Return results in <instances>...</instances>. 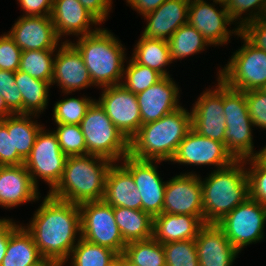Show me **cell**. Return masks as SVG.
I'll use <instances>...</instances> for the list:
<instances>
[{
    "mask_svg": "<svg viewBox=\"0 0 266 266\" xmlns=\"http://www.w3.org/2000/svg\"><path fill=\"white\" fill-rule=\"evenodd\" d=\"M39 207L25 229L32 235L42 258L56 260L63 266L79 241L76 236L81 237L79 205L48 193Z\"/></svg>",
    "mask_w": 266,
    "mask_h": 266,
    "instance_id": "obj_1",
    "label": "cell"
},
{
    "mask_svg": "<svg viewBox=\"0 0 266 266\" xmlns=\"http://www.w3.org/2000/svg\"><path fill=\"white\" fill-rule=\"evenodd\" d=\"M191 128V112L181 106L157 121L141 125L129 140V155L138 160L171 161Z\"/></svg>",
    "mask_w": 266,
    "mask_h": 266,
    "instance_id": "obj_2",
    "label": "cell"
},
{
    "mask_svg": "<svg viewBox=\"0 0 266 266\" xmlns=\"http://www.w3.org/2000/svg\"><path fill=\"white\" fill-rule=\"evenodd\" d=\"M112 164V161L96 155L68 156L60 182L48 193L76 205L101 201Z\"/></svg>",
    "mask_w": 266,
    "mask_h": 266,
    "instance_id": "obj_3",
    "label": "cell"
},
{
    "mask_svg": "<svg viewBox=\"0 0 266 266\" xmlns=\"http://www.w3.org/2000/svg\"><path fill=\"white\" fill-rule=\"evenodd\" d=\"M245 160L215 169L203 181V211L205 224H217L236 206L249 197V180Z\"/></svg>",
    "mask_w": 266,
    "mask_h": 266,
    "instance_id": "obj_4",
    "label": "cell"
},
{
    "mask_svg": "<svg viewBox=\"0 0 266 266\" xmlns=\"http://www.w3.org/2000/svg\"><path fill=\"white\" fill-rule=\"evenodd\" d=\"M77 40V43H70L80 52L94 86L120 85L124 76L126 49L118 38L109 30L100 28Z\"/></svg>",
    "mask_w": 266,
    "mask_h": 266,
    "instance_id": "obj_5",
    "label": "cell"
},
{
    "mask_svg": "<svg viewBox=\"0 0 266 266\" xmlns=\"http://www.w3.org/2000/svg\"><path fill=\"white\" fill-rule=\"evenodd\" d=\"M86 155H96L113 163L129 155V140L112 123L103 107L94 99L80 123Z\"/></svg>",
    "mask_w": 266,
    "mask_h": 266,
    "instance_id": "obj_6",
    "label": "cell"
},
{
    "mask_svg": "<svg viewBox=\"0 0 266 266\" xmlns=\"http://www.w3.org/2000/svg\"><path fill=\"white\" fill-rule=\"evenodd\" d=\"M225 147L235 160L258 156L253 145V122L247 109L245 92L224 84ZM255 152V153H254Z\"/></svg>",
    "mask_w": 266,
    "mask_h": 266,
    "instance_id": "obj_7",
    "label": "cell"
},
{
    "mask_svg": "<svg viewBox=\"0 0 266 266\" xmlns=\"http://www.w3.org/2000/svg\"><path fill=\"white\" fill-rule=\"evenodd\" d=\"M244 44L218 72V79L231 89L261 90L266 84V52L252 45L241 33Z\"/></svg>",
    "mask_w": 266,
    "mask_h": 266,
    "instance_id": "obj_8",
    "label": "cell"
},
{
    "mask_svg": "<svg viewBox=\"0 0 266 266\" xmlns=\"http://www.w3.org/2000/svg\"><path fill=\"white\" fill-rule=\"evenodd\" d=\"M266 205L248 197L236 206L217 225L224 231L230 243L239 251L264 238Z\"/></svg>",
    "mask_w": 266,
    "mask_h": 266,
    "instance_id": "obj_9",
    "label": "cell"
},
{
    "mask_svg": "<svg viewBox=\"0 0 266 266\" xmlns=\"http://www.w3.org/2000/svg\"><path fill=\"white\" fill-rule=\"evenodd\" d=\"M81 237L88 242L123 254L126 243L115 222L113 207L103 200L79 205Z\"/></svg>",
    "mask_w": 266,
    "mask_h": 266,
    "instance_id": "obj_10",
    "label": "cell"
},
{
    "mask_svg": "<svg viewBox=\"0 0 266 266\" xmlns=\"http://www.w3.org/2000/svg\"><path fill=\"white\" fill-rule=\"evenodd\" d=\"M46 131L42 127L38 132L24 166L37 187L39 177L38 179L44 180L49 185L51 192L63 176L67 156L62 152L55 133Z\"/></svg>",
    "mask_w": 266,
    "mask_h": 266,
    "instance_id": "obj_11",
    "label": "cell"
},
{
    "mask_svg": "<svg viewBox=\"0 0 266 266\" xmlns=\"http://www.w3.org/2000/svg\"><path fill=\"white\" fill-rule=\"evenodd\" d=\"M217 80L216 88L204 91L193 104L191 125L200 135L225 144L224 83Z\"/></svg>",
    "mask_w": 266,
    "mask_h": 266,
    "instance_id": "obj_12",
    "label": "cell"
},
{
    "mask_svg": "<svg viewBox=\"0 0 266 266\" xmlns=\"http://www.w3.org/2000/svg\"><path fill=\"white\" fill-rule=\"evenodd\" d=\"M122 166L132 175L142 200V211L152 218L163 211L166 182L161 179L157 165L162 161L138 160L125 156Z\"/></svg>",
    "mask_w": 266,
    "mask_h": 266,
    "instance_id": "obj_13",
    "label": "cell"
},
{
    "mask_svg": "<svg viewBox=\"0 0 266 266\" xmlns=\"http://www.w3.org/2000/svg\"><path fill=\"white\" fill-rule=\"evenodd\" d=\"M234 161L236 160L228 152L225 144L202 136L192 128L180 142L171 160L181 165H215L217 169L225 168Z\"/></svg>",
    "mask_w": 266,
    "mask_h": 266,
    "instance_id": "obj_14",
    "label": "cell"
},
{
    "mask_svg": "<svg viewBox=\"0 0 266 266\" xmlns=\"http://www.w3.org/2000/svg\"><path fill=\"white\" fill-rule=\"evenodd\" d=\"M98 103L112 123L130 140L141 127V113L136 94L122 84L102 87Z\"/></svg>",
    "mask_w": 266,
    "mask_h": 266,
    "instance_id": "obj_15",
    "label": "cell"
},
{
    "mask_svg": "<svg viewBox=\"0 0 266 266\" xmlns=\"http://www.w3.org/2000/svg\"><path fill=\"white\" fill-rule=\"evenodd\" d=\"M162 213L204 216L201 177L187 172L167 181Z\"/></svg>",
    "mask_w": 266,
    "mask_h": 266,
    "instance_id": "obj_16",
    "label": "cell"
},
{
    "mask_svg": "<svg viewBox=\"0 0 266 266\" xmlns=\"http://www.w3.org/2000/svg\"><path fill=\"white\" fill-rule=\"evenodd\" d=\"M222 8L218 10L214 4H209L205 0H190L188 24L200 32L210 46L226 44L232 34L240 33L238 26L232 31L227 29V25L234 21L227 8L225 6Z\"/></svg>",
    "mask_w": 266,
    "mask_h": 266,
    "instance_id": "obj_17",
    "label": "cell"
},
{
    "mask_svg": "<svg viewBox=\"0 0 266 266\" xmlns=\"http://www.w3.org/2000/svg\"><path fill=\"white\" fill-rule=\"evenodd\" d=\"M60 46L56 49L51 85L57 83L65 94L93 86L80 52L69 40Z\"/></svg>",
    "mask_w": 266,
    "mask_h": 266,
    "instance_id": "obj_18",
    "label": "cell"
},
{
    "mask_svg": "<svg viewBox=\"0 0 266 266\" xmlns=\"http://www.w3.org/2000/svg\"><path fill=\"white\" fill-rule=\"evenodd\" d=\"M8 34L22 51L56 50L60 42L50 16L23 14Z\"/></svg>",
    "mask_w": 266,
    "mask_h": 266,
    "instance_id": "obj_19",
    "label": "cell"
},
{
    "mask_svg": "<svg viewBox=\"0 0 266 266\" xmlns=\"http://www.w3.org/2000/svg\"><path fill=\"white\" fill-rule=\"evenodd\" d=\"M179 89L171 76H168L136 94L141 113V125L157 121L180 108Z\"/></svg>",
    "mask_w": 266,
    "mask_h": 266,
    "instance_id": "obj_20",
    "label": "cell"
},
{
    "mask_svg": "<svg viewBox=\"0 0 266 266\" xmlns=\"http://www.w3.org/2000/svg\"><path fill=\"white\" fill-rule=\"evenodd\" d=\"M195 242L200 266H232L239 253L217 224H205Z\"/></svg>",
    "mask_w": 266,
    "mask_h": 266,
    "instance_id": "obj_21",
    "label": "cell"
},
{
    "mask_svg": "<svg viewBox=\"0 0 266 266\" xmlns=\"http://www.w3.org/2000/svg\"><path fill=\"white\" fill-rule=\"evenodd\" d=\"M51 20L57 36L76 35L77 37L90 35L100 29L90 30V25H100V22L88 12L78 0H53Z\"/></svg>",
    "mask_w": 266,
    "mask_h": 266,
    "instance_id": "obj_22",
    "label": "cell"
},
{
    "mask_svg": "<svg viewBox=\"0 0 266 266\" xmlns=\"http://www.w3.org/2000/svg\"><path fill=\"white\" fill-rule=\"evenodd\" d=\"M38 187L24 166H0V206L13 208L39 199Z\"/></svg>",
    "mask_w": 266,
    "mask_h": 266,
    "instance_id": "obj_23",
    "label": "cell"
},
{
    "mask_svg": "<svg viewBox=\"0 0 266 266\" xmlns=\"http://www.w3.org/2000/svg\"><path fill=\"white\" fill-rule=\"evenodd\" d=\"M189 5L190 0H166L156 10L143 16L147 25L142 35L168 41L179 27L188 23Z\"/></svg>",
    "mask_w": 266,
    "mask_h": 266,
    "instance_id": "obj_24",
    "label": "cell"
},
{
    "mask_svg": "<svg viewBox=\"0 0 266 266\" xmlns=\"http://www.w3.org/2000/svg\"><path fill=\"white\" fill-rule=\"evenodd\" d=\"M204 225V216L161 213L153 218V238L161 244L192 240Z\"/></svg>",
    "mask_w": 266,
    "mask_h": 266,
    "instance_id": "obj_25",
    "label": "cell"
},
{
    "mask_svg": "<svg viewBox=\"0 0 266 266\" xmlns=\"http://www.w3.org/2000/svg\"><path fill=\"white\" fill-rule=\"evenodd\" d=\"M118 165L113 163L108 170L102 200L112 207L142 210L141 194L132 175L122 165Z\"/></svg>",
    "mask_w": 266,
    "mask_h": 266,
    "instance_id": "obj_26",
    "label": "cell"
},
{
    "mask_svg": "<svg viewBox=\"0 0 266 266\" xmlns=\"http://www.w3.org/2000/svg\"><path fill=\"white\" fill-rule=\"evenodd\" d=\"M42 259L32 235L25 229V225H20L9 236L0 266H33Z\"/></svg>",
    "mask_w": 266,
    "mask_h": 266,
    "instance_id": "obj_27",
    "label": "cell"
},
{
    "mask_svg": "<svg viewBox=\"0 0 266 266\" xmlns=\"http://www.w3.org/2000/svg\"><path fill=\"white\" fill-rule=\"evenodd\" d=\"M113 213L126 244L153 237V218L148 213L125 207H113Z\"/></svg>",
    "mask_w": 266,
    "mask_h": 266,
    "instance_id": "obj_28",
    "label": "cell"
},
{
    "mask_svg": "<svg viewBox=\"0 0 266 266\" xmlns=\"http://www.w3.org/2000/svg\"><path fill=\"white\" fill-rule=\"evenodd\" d=\"M15 84L22 95V114H31L37 117L47 107L49 82L31 77L25 72H15Z\"/></svg>",
    "mask_w": 266,
    "mask_h": 266,
    "instance_id": "obj_29",
    "label": "cell"
},
{
    "mask_svg": "<svg viewBox=\"0 0 266 266\" xmlns=\"http://www.w3.org/2000/svg\"><path fill=\"white\" fill-rule=\"evenodd\" d=\"M132 58L138 64L156 70L163 77L170 76L165 68L172 63L168 41L146 38L141 35V38L135 44Z\"/></svg>",
    "mask_w": 266,
    "mask_h": 266,
    "instance_id": "obj_30",
    "label": "cell"
},
{
    "mask_svg": "<svg viewBox=\"0 0 266 266\" xmlns=\"http://www.w3.org/2000/svg\"><path fill=\"white\" fill-rule=\"evenodd\" d=\"M32 116L16 113L7 117V130L12 131L13 152H17L24 160L30 155L36 136L43 127L31 120Z\"/></svg>",
    "mask_w": 266,
    "mask_h": 266,
    "instance_id": "obj_31",
    "label": "cell"
},
{
    "mask_svg": "<svg viewBox=\"0 0 266 266\" xmlns=\"http://www.w3.org/2000/svg\"><path fill=\"white\" fill-rule=\"evenodd\" d=\"M168 44L172 61L197 54L210 45L204 36L188 23L173 33Z\"/></svg>",
    "mask_w": 266,
    "mask_h": 266,
    "instance_id": "obj_32",
    "label": "cell"
},
{
    "mask_svg": "<svg viewBox=\"0 0 266 266\" xmlns=\"http://www.w3.org/2000/svg\"><path fill=\"white\" fill-rule=\"evenodd\" d=\"M122 255L137 266H166L163 245L153 237L127 243Z\"/></svg>",
    "mask_w": 266,
    "mask_h": 266,
    "instance_id": "obj_33",
    "label": "cell"
},
{
    "mask_svg": "<svg viewBox=\"0 0 266 266\" xmlns=\"http://www.w3.org/2000/svg\"><path fill=\"white\" fill-rule=\"evenodd\" d=\"M56 50L22 51L19 69L31 77L52 82Z\"/></svg>",
    "mask_w": 266,
    "mask_h": 266,
    "instance_id": "obj_34",
    "label": "cell"
},
{
    "mask_svg": "<svg viewBox=\"0 0 266 266\" xmlns=\"http://www.w3.org/2000/svg\"><path fill=\"white\" fill-rule=\"evenodd\" d=\"M71 266H107L117 254L106 247L88 242L79 237V241L70 254Z\"/></svg>",
    "mask_w": 266,
    "mask_h": 266,
    "instance_id": "obj_35",
    "label": "cell"
},
{
    "mask_svg": "<svg viewBox=\"0 0 266 266\" xmlns=\"http://www.w3.org/2000/svg\"><path fill=\"white\" fill-rule=\"evenodd\" d=\"M123 75V79H125L121 84L134 94L146 90L163 78L156 70L138 64L133 58L129 60L127 67L124 68Z\"/></svg>",
    "mask_w": 266,
    "mask_h": 266,
    "instance_id": "obj_36",
    "label": "cell"
},
{
    "mask_svg": "<svg viewBox=\"0 0 266 266\" xmlns=\"http://www.w3.org/2000/svg\"><path fill=\"white\" fill-rule=\"evenodd\" d=\"M85 97V98H84ZM81 98L70 97L60 100L53 107L55 123L80 125L86 111L94 101L86 96Z\"/></svg>",
    "mask_w": 266,
    "mask_h": 266,
    "instance_id": "obj_37",
    "label": "cell"
},
{
    "mask_svg": "<svg viewBox=\"0 0 266 266\" xmlns=\"http://www.w3.org/2000/svg\"><path fill=\"white\" fill-rule=\"evenodd\" d=\"M166 266H200L195 239L162 244Z\"/></svg>",
    "mask_w": 266,
    "mask_h": 266,
    "instance_id": "obj_38",
    "label": "cell"
},
{
    "mask_svg": "<svg viewBox=\"0 0 266 266\" xmlns=\"http://www.w3.org/2000/svg\"><path fill=\"white\" fill-rule=\"evenodd\" d=\"M55 133L62 152L68 156L86 155V144L80 125L56 123Z\"/></svg>",
    "mask_w": 266,
    "mask_h": 266,
    "instance_id": "obj_39",
    "label": "cell"
},
{
    "mask_svg": "<svg viewBox=\"0 0 266 266\" xmlns=\"http://www.w3.org/2000/svg\"><path fill=\"white\" fill-rule=\"evenodd\" d=\"M225 7L234 22L242 20L237 22L239 28L249 21L266 17V0H228ZM247 11H250L249 16L242 18V14Z\"/></svg>",
    "mask_w": 266,
    "mask_h": 266,
    "instance_id": "obj_40",
    "label": "cell"
},
{
    "mask_svg": "<svg viewBox=\"0 0 266 266\" xmlns=\"http://www.w3.org/2000/svg\"><path fill=\"white\" fill-rule=\"evenodd\" d=\"M245 163L251 165V167L247 169L249 197L266 205V164L257 156L245 160Z\"/></svg>",
    "mask_w": 266,
    "mask_h": 266,
    "instance_id": "obj_41",
    "label": "cell"
},
{
    "mask_svg": "<svg viewBox=\"0 0 266 266\" xmlns=\"http://www.w3.org/2000/svg\"><path fill=\"white\" fill-rule=\"evenodd\" d=\"M0 95L13 114H22V95L15 84V72L0 70Z\"/></svg>",
    "mask_w": 266,
    "mask_h": 266,
    "instance_id": "obj_42",
    "label": "cell"
},
{
    "mask_svg": "<svg viewBox=\"0 0 266 266\" xmlns=\"http://www.w3.org/2000/svg\"><path fill=\"white\" fill-rule=\"evenodd\" d=\"M22 50L5 33L0 36V70L16 72L19 69Z\"/></svg>",
    "mask_w": 266,
    "mask_h": 266,
    "instance_id": "obj_43",
    "label": "cell"
},
{
    "mask_svg": "<svg viewBox=\"0 0 266 266\" xmlns=\"http://www.w3.org/2000/svg\"><path fill=\"white\" fill-rule=\"evenodd\" d=\"M247 109L253 125L266 129V93L263 90L245 92Z\"/></svg>",
    "mask_w": 266,
    "mask_h": 266,
    "instance_id": "obj_44",
    "label": "cell"
},
{
    "mask_svg": "<svg viewBox=\"0 0 266 266\" xmlns=\"http://www.w3.org/2000/svg\"><path fill=\"white\" fill-rule=\"evenodd\" d=\"M24 159L13 152L12 131L7 130V117L0 120V166H18Z\"/></svg>",
    "mask_w": 266,
    "mask_h": 266,
    "instance_id": "obj_45",
    "label": "cell"
},
{
    "mask_svg": "<svg viewBox=\"0 0 266 266\" xmlns=\"http://www.w3.org/2000/svg\"><path fill=\"white\" fill-rule=\"evenodd\" d=\"M240 33L256 48L266 52V17L245 23L240 27Z\"/></svg>",
    "mask_w": 266,
    "mask_h": 266,
    "instance_id": "obj_46",
    "label": "cell"
},
{
    "mask_svg": "<svg viewBox=\"0 0 266 266\" xmlns=\"http://www.w3.org/2000/svg\"><path fill=\"white\" fill-rule=\"evenodd\" d=\"M25 16H50L53 0H17Z\"/></svg>",
    "mask_w": 266,
    "mask_h": 266,
    "instance_id": "obj_47",
    "label": "cell"
},
{
    "mask_svg": "<svg viewBox=\"0 0 266 266\" xmlns=\"http://www.w3.org/2000/svg\"><path fill=\"white\" fill-rule=\"evenodd\" d=\"M100 23L106 21L112 7V0H78Z\"/></svg>",
    "mask_w": 266,
    "mask_h": 266,
    "instance_id": "obj_48",
    "label": "cell"
},
{
    "mask_svg": "<svg viewBox=\"0 0 266 266\" xmlns=\"http://www.w3.org/2000/svg\"><path fill=\"white\" fill-rule=\"evenodd\" d=\"M18 226L13 219H0V265L6 253L9 236Z\"/></svg>",
    "mask_w": 266,
    "mask_h": 266,
    "instance_id": "obj_49",
    "label": "cell"
},
{
    "mask_svg": "<svg viewBox=\"0 0 266 266\" xmlns=\"http://www.w3.org/2000/svg\"><path fill=\"white\" fill-rule=\"evenodd\" d=\"M132 9H135L142 16L153 12L160 7L166 0H126Z\"/></svg>",
    "mask_w": 266,
    "mask_h": 266,
    "instance_id": "obj_50",
    "label": "cell"
},
{
    "mask_svg": "<svg viewBox=\"0 0 266 266\" xmlns=\"http://www.w3.org/2000/svg\"><path fill=\"white\" fill-rule=\"evenodd\" d=\"M13 113L7 108L3 97L0 95V120L12 115Z\"/></svg>",
    "mask_w": 266,
    "mask_h": 266,
    "instance_id": "obj_51",
    "label": "cell"
},
{
    "mask_svg": "<svg viewBox=\"0 0 266 266\" xmlns=\"http://www.w3.org/2000/svg\"><path fill=\"white\" fill-rule=\"evenodd\" d=\"M33 266H62V265L56 260L43 258Z\"/></svg>",
    "mask_w": 266,
    "mask_h": 266,
    "instance_id": "obj_52",
    "label": "cell"
},
{
    "mask_svg": "<svg viewBox=\"0 0 266 266\" xmlns=\"http://www.w3.org/2000/svg\"><path fill=\"white\" fill-rule=\"evenodd\" d=\"M107 266H124V256L122 254L117 255Z\"/></svg>",
    "mask_w": 266,
    "mask_h": 266,
    "instance_id": "obj_53",
    "label": "cell"
},
{
    "mask_svg": "<svg viewBox=\"0 0 266 266\" xmlns=\"http://www.w3.org/2000/svg\"><path fill=\"white\" fill-rule=\"evenodd\" d=\"M258 153V158L266 164V145L260 150L257 152Z\"/></svg>",
    "mask_w": 266,
    "mask_h": 266,
    "instance_id": "obj_54",
    "label": "cell"
},
{
    "mask_svg": "<svg viewBox=\"0 0 266 266\" xmlns=\"http://www.w3.org/2000/svg\"><path fill=\"white\" fill-rule=\"evenodd\" d=\"M213 2L215 4H217V5L219 4V6L223 7V6L226 5V3L228 2V0H213Z\"/></svg>",
    "mask_w": 266,
    "mask_h": 266,
    "instance_id": "obj_55",
    "label": "cell"
},
{
    "mask_svg": "<svg viewBox=\"0 0 266 266\" xmlns=\"http://www.w3.org/2000/svg\"><path fill=\"white\" fill-rule=\"evenodd\" d=\"M124 266H137L132 263H130L125 257H124Z\"/></svg>",
    "mask_w": 266,
    "mask_h": 266,
    "instance_id": "obj_56",
    "label": "cell"
},
{
    "mask_svg": "<svg viewBox=\"0 0 266 266\" xmlns=\"http://www.w3.org/2000/svg\"><path fill=\"white\" fill-rule=\"evenodd\" d=\"M266 93V84L264 85V87L261 89Z\"/></svg>",
    "mask_w": 266,
    "mask_h": 266,
    "instance_id": "obj_57",
    "label": "cell"
}]
</instances>
